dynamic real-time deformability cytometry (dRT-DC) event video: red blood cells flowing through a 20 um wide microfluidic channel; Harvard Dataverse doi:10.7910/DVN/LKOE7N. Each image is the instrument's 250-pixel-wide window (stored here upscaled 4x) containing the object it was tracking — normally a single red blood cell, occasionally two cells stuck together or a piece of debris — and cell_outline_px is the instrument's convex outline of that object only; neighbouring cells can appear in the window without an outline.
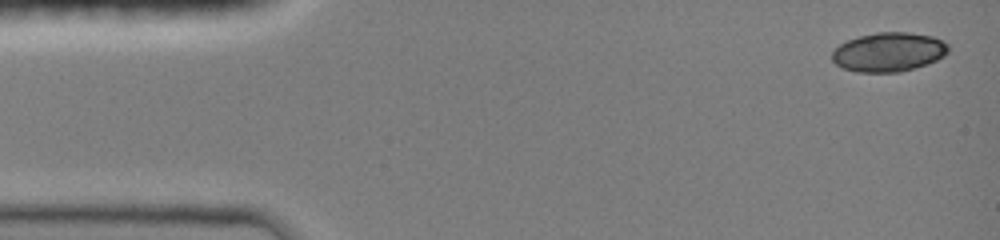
{"species": "common noctule bat (a hibernating species)", "species_latin": "Nyctalus noctula", "temperature_condition": "room temperature", "stored_images_in_passage": 47, "camera_frame_rate_fps": 3000, "um_per_image_px": 0.085, "animal": {"sex": "female", "body_mass_g": 19.0, "forearm_length_mm": 51.5}, "frame": {"image": 1, "passage_image": 1, "time_ms": 0.0, "image_size_px": [1000, 240], "cell_outline_px": [[948, 52], [944, 56], [936, 60], [900, 72], [856, 72], [844, 68], [836, 64], [832, 60], [832, 52], [840, 44], [848, 40], [860, 36], [876, 32], [908, 32], [932, 36], [948, 44]], "centroid_in_image_um": [75.52, 4.42], "position_along_channel_um": 9.5, "area_um2": 26.3}}
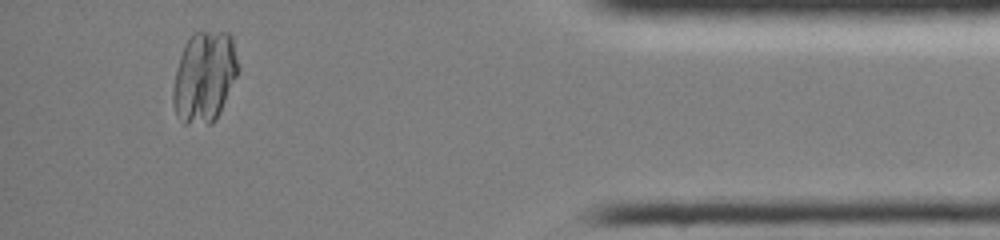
{"frame": {"image": 2, "passage_image": 44, "time_ms": 13.667, "image_size_px": [1000, 240], "cell_outline_px": [[236, 76], [220, 112], [216, 120], [212, 124], [184, 124], [176, 116], [172, 100], [172, 92], [176, 72], [180, 56], [192, 32], [228, 32], [232, 36], [236, 60]], "centroid_in_image_um": [17.34, 6.57], "position_along_channel_um": 417.9, "area_um2": 34.16}}